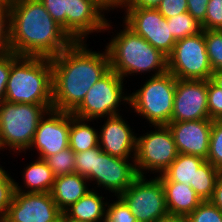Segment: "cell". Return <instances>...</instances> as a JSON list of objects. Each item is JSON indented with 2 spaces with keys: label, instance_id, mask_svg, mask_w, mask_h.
<instances>
[{
  "label": "cell",
  "instance_id": "obj_16",
  "mask_svg": "<svg viewBox=\"0 0 222 222\" xmlns=\"http://www.w3.org/2000/svg\"><path fill=\"white\" fill-rule=\"evenodd\" d=\"M62 213L51 193L14 191L4 222H52Z\"/></svg>",
  "mask_w": 222,
  "mask_h": 222
},
{
  "label": "cell",
  "instance_id": "obj_6",
  "mask_svg": "<svg viewBox=\"0 0 222 222\" xmlns=\"http://www.w3.org/2000/svg\"><path fill=\"white\" fill-rule=\"evenodd\" d=\"M144 85L129 94V106L154 125H168L173 113L177 78L170 72L150 76Z\"/></svg>",
  "mask_w": 222,
  "mask_h": 222
},
{
  "label": "cell",
  "instance_id": "obj_8",
  "mask_svg": "<svg viewBox=\"0 0 222 222\" xmlns=\"http://www.w3.org/2000/svg\"><path fill=\"white\" fill-rule=\"evenodd\" d=\"M154 128L136 139L134 163L138 176L149 171L163 174L177 158L178 151L168 125H154Z\"/></svg>",
  "mask_w": 222,
  "mask_h": 222
},
{
  "label": "cell",
  "instance_id": "obj_33",
  "mask_svg": "<svg viewBox=\"0 0 222 222\" xmlns=\"http://www.w3.org/2000/svg\"><path fill=\"white\" fill-rule=\"evenodd\" d=\"M113 203H107L106 222H137L127 205L117 196Z\"/></svg>",
  "mask_w": 222,
  "mask_h": 222
},
{
  "label": "cell",
  "instance_id": "obj_44",
  "mask_svg": "<svg viewBox=\"0 0 222 222\" xmlns=\"http://www.w3.org/2000/svg\"><path fill=\"white\" fill-rule=\"evenodd\" d=\"M153 222H186V220L183 217L168 215L164 218L157 219Z\"/></svg>",
  "mask_w": 222,
  "mask_h": 222
},
{
  "label": "cell",
  "instance_id": "obj_34",
  "mask_svg": "<svg viewBox=\"0 0 222 222\" xmlns=\"http://www.w3.org/2000/svg\"><path fill=\"white\" fill-rule=\"evenodd\" d=\"M101 151L98 146L84 152L75 153V173L87 178L94 171L95 155H99Z\"/></svg>",
  "mask_w": 222,
  "mask_h": 222
},
{
  "label": "cell",
  "instance_id": "obj_19",
  "mask_svg": "<svg viewBox=\"0 0 222 222\" xmlns=\"http://www.w3.org/2000/svg\"><path fill=\"white\" fill-rule=\"evenodd\" d=\"M87 183L88 179L78 173L57 176L50 192L52 199L64 212L90 190Z\"/></svg>",
  "mask_w": 222,
  "mask_h": 222
},
{
  "label": "cell",
  "instance_id": "obj_35",
  "mask_svg": "<svg viewBox=\"0 0 222 222\" xmlns=\"http://www.w3.org/2000/svg\"><path fill=\"white\" fill-rule=\"evenodd\" d=\"M203 30H222V0H209Z\"/></svg>",
  "mask_w": 222,
  "mask_h": 222
},
{
  "label": "cell",
  "instance_id": "obj_32",
  "mask_svg": "<svg viewBox=\"0 0 222 222\" xmlns=\"http://www.w3.org/2000/svg\"><path fill=\"white\" fill-rule=\"evenodd\" d=\"M207 102L209 118L222 120V89L211 79L207 80Z\"/></svg>",
  "mask_w": 222,
  "mask_h": 222
},
{
  "label": "cell",
  "instance_id": "obj_23",
  "mask_svg": "<svg viewBox=\"0 0 222 222\" xmlns=\"http://www.w3.org/2000/svg\"><path fill=\"white\" fill-rule=\"evenodd\" d=\"M205 161L204 158L178 153L177 158L163 174L157 175L161 182H180L194 190L196 171Z\"/></svg>",
  "mask_w": 222,
  "mask_h": 222
},
{
  "label": "cell",
  "instance_id": "obj_12",
  "mask_svg": "<svg viewBox=\"0 0 222 222\" xmlns=\"http://www.w3.org/2000/svg\"><path fill=\"white\" fill-rule=\"evenodd\" d=\"M113 157L101 151L95 155L94 171L87 177L88 181H95L97 187H102L114 193L117 197L129 188L138 177L134 160Z\"/></svg>",
  "mask_w": 222,
  "mask_h": 222
},
{
  "label": "cell",
  "instance_id": "obj_45",
  "mask_svg": "<svg viewBox=\"0 0 222 222\" xmlns=\"http://www.w3.org/2000/svg\"><path fill=\"white\" fill-rule=\"evenodd\" d=\"M211 80L222 89V70H216L212 73Z\"/></svg>",
  "mask_w": 222,
  "mask_h": 222
},
{
  "label": "cell",
  "instance_id": "obj_28",
  "mask_svg": "<svg viewBox=\"0 0 222 222\" xmlns=\"http://www.w3.org/2000/svg\"><path fill=\"white\" fill-rule=\"evenodd\" d=\"M204 39L212 71L222 70V30H204Z\"/></svg>",
  "mask_w": 222,
  "mask_h": 222
},
{
  "label": "cell",
  "instance_id": "obj_31",
  "mask_svg": "<svg viewBox=\"0 0 222 222\" xmlns=\"http://www.w3.org/2000/svg\"><path fill=\"white\" fill-rule=\"evenodd\" d=\"M185 220L186 222H222V211L209 200H205Z\"/></svg>",
  "mask_w": 222,
  "mask_h": 222
},
{
  "label": "cell",
  "instance_id": "obj_1",
  "mask_svg": "<svg viewBox=\"0 0 222 222\" xmlns=\"http://www.w3.org/2000/svg\"><path fill=\"white\" fill-rule=\"evenodd\" d=\"M85 41L73 42L51 59L53 109L72 113L88 90L110 70L106 49H88Z\"/></svg>",
  "mask_w": 222,
  "mask_h": 222
},
{
  "label": "cell",
  "instance_id": "obj_26",
  "mask_svg": "<svg viewBox=\"0 0 222 222\" xmlns=\"http://www.w3.org/2000/svg\"><path fill=\"white\" fill-rule=\"evenodd\" d=\"M167 24L170 25L172 36L176 41L203 31L202 24L188 11L167 18Z\"/></svg>",
  "mask_w": 222,
  "mask_h": 222
},
{
  "label": "cell",
  "instance_id": "obj_30",
  "mask_svg": "<svg viewBox=\"0 0 222 222\" xmlns=\"http://www.w3.org/2000/svg\"><path fill=\"white\" fill-rule=\"evenodd\" d=\"M15 191V180L0 165V222L4 221Z\"/></svg>",
  "mask_w": 222,
  "mask_h": 222
},
{
  "label": "cell",
  "instance_id": "obj_29",
  "mask_svg": "<svg viewBox=\"0 0 222 222\" xmlns=\"http://www.w3.org/2000/svg\"><path fill=\"white\" fill-rule=\"evenodd\" d=\"M206 160L222 172V120H213Z\"/></svg>",
  "mask_w": 222,
  "mask_h": 222
},
{
  "label": "cell",
  "instance_id": "obj_41",
  "mask_svg": "<svg viewBox=\"0 0 222 222\" xmlns=\"http://www.w3.org/2000/svg\"><path fill=\"white\" fill-rule=\"evenodd\" d=\"M96 5H98L103 13L106 11L114 10L115 8H123L127 5V0H92ZM105 11V12H104Z\"/></svg>",
  "mask_w": 222,
  "mask_h": 222
},
{
  "label": "cell",
  "instance_id": "obj_27",
  "mask_svg": "<svg viewBox=\"0 0 222 222\" xmlns=\"http://www.w3.org/2000/svg\"><path fill=\"white\" fill-rule=\"evenodd\" d=\"M55 177L75 173V153L70 147L44 159Z\"/></svg>",
  "mask_w": 222,
  "mask_h": 222
},
{
  "label": "cell",
  "instance_id": "obj_47",
  "mask_svg": "<svg viewBox=\"0 0 222 222\" xmlns=\"http://www.w3.org/2000/svg\"><path fill=\"white\" fill-rule=\"evenodd\" d=\"M66 222H86V221L70 218L66 215Z\"/></svg>",
  "mask_w": 222,
  "mask_h": 222
},
{
  "label": "cell",
  "instance_id": "obj_40",
  "mask_svg": "<svg viewBox=\"0 0 222 222\" xmlns=\"http://www.w3.org/2000/svg\"><path fill=\"white\" fill-rule=\"evenodd\" d=\"M209 0H187V11L202 23L205 20Z\"/></svg>",
  "mask_w": 222,
  "mask_h": 222
},
{
  "label": "cell",
  "instance_id": "obj_20",
  "mask_svg": "<svg viewBox=\"0 0 222 222\" xmlns=\"http://www.w3.org/2000/svg\"><path fill=\"white\" fill-rule=\"evenodd\" d=\"M169 215L186 218L203 201L195 191L180 182H161Z\"/></svg>",
  "mask_w": 222,
  "mask_h": 222
},
{
  "label": "cell",
  "instance_id": "obj_9",
  "mask_svg": "<svg viewBox=\"0 0 222 222\" xmlns=\"http://www.w3.org/2000/svg\"><path fill=\"white\" fill-rule=\"evenodd\" d=\"M167 69L177 79H211L213 71L206 50L204 30L176 41L167 57Z\"/></svg>",
  "mask_w": 222,
  "mask_h": 222
},
{
  "label": "cell",
  "instance_id": "obj_14",
  "mask_svg": "<svg viewBox=\"0 0 222 222\" xmlns=\"http://www.w3.org/2000/svg\"><path fill=\"white\" fill-rule=\"evenodd\" d=\"M66 33L74 42L84 41L92 33L111 27L102 9L92 0H65Z\"/></svg>",
  "mask_w": 222,
  "mask_h": 222
},
{
  "label": "cell",
  "instance_id": "obj_10",
  "mask_svg": "<svg viewBox=\"0 0 222 222\" xmlns=\"http://www.w3.org/2000/svg\"><path fill=\"white\" fill-rule=\"evenodd\" d=\"M138 176L118 197L127 205L137 222H153L169 215L165 191L158 177Z\"/></svg>",
  "mask_w": 222,
  "mask_h": 222
},
{
  "label": "cell",
  "instance_id": "obj_15",
  "mask_svg": "<svg viewBox=\"0 0 222 222\" xmlns=\"http://www.w3.org/2000/svg\"><path fill=\"white\" fill-rule=\"evenodd\" d=\"M171 122L210 119L207 80L177 79Z\"/></svg>",
  "mask_w": 222,
  "mask_h": 222
},
{
  "label": "cell",
  "instance_id": "obj_24",
  "mask_svg": "<svg viewBox=\"0 0 222 222\" xmlns=\"http://www.w3.org/2000/svg\"><path fill=\"white\" fill-rule=\"evenodd\" d=\"M88 121L70 113L69 147L74 153L84 152L99 146V133ZM87 122V123H86Z\"/></svg>",
  "mask_w": 222,
  "mask_h": 222
},
{
  "label": "cell",
  "instance_id": "obj_48",
  "mask_svg": "<svg viewBox=\"0 0 222 222\" xmlns=\"http://www.w3.org/2000/svg\"><path fill=\"white\" fill-rule=\"evenodd\" d=\"M0 4H10V0H0Z\"/></svg>",
  "mask_w": 222,
  "mask_h": 222
},
{
  "label": "cell",
  "instance_id": "obj_43",
  "mask_svg": "<svg viewBox=\"0 0 222 222\" xmlns=\"http://www.w3.org/2000/svg\"><path fill=\"white\" fill-rule=\"evenodd\" d=\"M161 0H127L125 7L156 8Z\"/></svg>",
  "mask_w": 222,
  "mask_h": 222
},
{
  "label": "cell",
  "instance_id": "obj_7",
  "mask_svg": "<svg viewBox=\"0 0 222 222\" xmlns=\"http://www.w3.org/2000/svg\"><path fill=\"white\" fill-rule=\"evenodd\" d=\"M123 84V79L110 69L92 85L72 114L86 120H101L104 117L120 114L121 110L118 108L121 101L129 104V95L123 92Z\"/></svg>",
  "mask_w": 222,
  "mask_h": 222
},
{
  "label": "cell",
  "instance_id": "obj_37",
  "mask_svg": "<svg viewBox=\"0 0 222 222\" xmlns=\"http://www.w3.org/2000/svg\"><path fill=\"white\" fill-rule=\"evenodd\" d=\"M51 17L66 32L65 0H39Z\"/></svg>",
  "mask_w": 222,
  "mask_h": 222
},
{
  "label": "cell",
  "instance_id": "obj_21",
  "mask_svg": "<svg viewBox=\"0 0 222 222\" xmlns=\"http://www.w3.org/2000/svg\"><path fill=\"white\" fill-rule=\"evenodd\" d=\"M104 198L94 189H90L82 198L67 208L64 213L70 218L86 222H106L108 202H105Z\"/></svg>",
  "mask_w": 222,
  "mask_h": 222
},
{
  "label": "cell",
  "instance_id": "obj_13",
  "mask_svg": "<svg viewBox=\"0 0 222 222\" xmlns=\"http://www.w3.org/2000/svg\"><path fill=\"white\" fill-rule=\"evenodd\" d=\"M47 115V116H46ZM70 113L48 110L40 119L31 145L37 149V158L45 159L69 147ZM33 147V148H32Z\"/></svg>",
  "mask_w": 222,
  "mask_h": 222
},
{
  "label": "cell",
  "instance_id": "obj_42",
  "mask_svg": "<svg viewBox=\"0 0 222 222\" xmlns=\"http://www.w3.org/2000/svg\"><path fill=\"white\" fill-rule=\"evenodd\" d=\"M209 201L222 211V172L216 181L215 189Z\"/></svg>",
  "mask_w": 222,
  "mask_h": 222
},
{
  "label": "cell",
  "instance_id": "obj_22",
  "mask_svg": "<svg viewBox=\"0 0 222 222\" xmlns=\"http://www.w3.org/2000/svg\"><path fill=\"white\" fill-rule=\"evenodd\" d=\"M23 181L25 184L24 190L22 186H19L18 182H15V191L25 193H50L54 184L55 176L52 170L48 167L46 161L41 158H37L35 161L27 164L23 172Z\"/></svg>",
  "mask_w": 222,
  "mask_h": 222
},
{
  "label": "cell",
  "instance_id": "obj_25",
  "mask_svg": "<svg viewBox=\"0 0 222 222\" xmlns=\"http://www.w3.org/2000/svg\"><path fill=\"white\" fill-rule=\"evenodd\" d=\"M220 174L221 171L207 160L197 169L194 191L203 201L211 198Z\"/></svg>",
  "mask_w": 222,
  "mask_h": 222
},
{
  "label": "cell",
  "instance_id": "obj_36",
  "mask_svg": "<svg viewBox=\"0 0 222 222\" xmlns=\"http://www.w3.org/2000/svg\"><path fill=\"white\" fill-rule=\"evenodd\" d=\"M10 52V4H0V55Z\"/></svg>",
  "mask_w": 222,
  "mask_h": 222
},
{
  "label": "cell",
  "instance_id": "obj_17",
  "mask_svg": "<svg viewBox=\"0 0 222 222\" xmlns=\"http://www.w3.org/2000/svg\"><path fill=\"white\" fill-rule=\"evenodd\" d=\"M213 120L202 119L170 122V128L178 153L204 158L208 157Z\"/></svg>",
  "mask_w": 222,
  "mask_h": 222
},
{
  "label": "cell",
  "instance_id": "obj_38",
  "mask_svg": "<svg viewBox=\"0 0 222 222\" xmlns=\"http://www.w3.org/2000/svg\"><path fill=\"white\" fill-rule=\"evenodd\" d=\"M156 9L167 19L187 12V0H161Z\"/></svg>",
  "mask_w": 222,
  "mask_h": 222
},
{
  "label": "cell",
  "instance_id": "obj_39",
  "mask_svg": "<svg viewBox=\"0 0 222 222\" xmlns=\"http://www.w3.org/2000/svg\"><path fill=\"white\" fill-rule=\"evenodd\" d=\"M11 70V52L0 55V103L5 98L7 82Z\"/></svg>",
  "mask_w": 222,
  "mask_h": 222
},
{
  "label": "cell",
  "instance_id": "obj_18",
  "mask_svg": "<svg viewBox=\"0 0 222 222\" xmlns=\"http://www.w3.org/2000/svg\"><path fill=\"white\" fill-rule=\"evenodd\" d=\"M106 119L99 132L101 150L113 157L134 160L137 134L135 135L120 114Z\"/></svg>",
  "mask_w": 222,
  "mask_h": 222
},
{
  "label": "cell",
  "instance_id": "obj_3",
  "mask_svg": "<svg viewBox=\"0 0 222 222\" xmlns=\"http://www.w3.org/2000/svg\"><path fill=\"white\" fill-rule=\"evenodd\" d=\"M4 100L12 103L53 104L51 59L19 56L11 52V70Z\"/></svg>",
  "mask_w": 222,
  "mask_h": 222
},
{
  "label": "cell",
  "instance_id": "obj_5",
  "mask_svg": "<svg viewBox=\"0 0 222 222\" xmlns=\"http://www.w3.org/2000/svg\"><path fill=\"white\" fill-rule=\"evenodd\" d=\"M53 109V104L0 103V150H28L40 119ZM8 146V147H7ZM22 150V151H21Z\"/></svg>",
  "mask_w": 222,
  "mask_h": 222
},
{
  "label": "cell",
  "instance_id": "obj_4",
  "mask_svg": "<svg viewBox=\"0 0 222 222\" xmlns=\"http://www.w3.org/2000/svg\"><path fill=\"white\" fill-rule=\"evenodd\" d=\"M123 26V30H119L105 46L110 58V69L123 80L134 73L150 74L153 71L155 74L152 77L166 73L167 57L126 24Z\"/></svg>",
  "mask_w": 222,
  "mask_h": 222
},
{
  "label": "cell",
  "instance_id": "obj_2",
  "mask_svg": "<svg viewBox=\"0 0 222 222\" xmlns=\"http://www.w3.org/2000/svg\"><path fill=\"white\" fill-rule=\"evenodd\" d=\"M73 42L39 0H10V52L52 58Z\"/></svg>",
  "mask_w": 222,
  "mask_h": 222
},
{
  "label": "cell",
  "instance_id": "obj_11",
  "mask_svg": "<svg viewBox=\"0 0 222 222\" xmlns=\"http://www.w3.org/2000/svg\"><path fill=\"white\" fill-rule=\"evenodd\" d=\"M123 23L168 57L176 40L170 25L156 8L125 7Z\"/></svg>",
  "mask_w": 222,
  "mask_h": 222
},
{
  "label": "cell",
  "instance_id": "obj_46",
  "mask_svg": "<svg viewBox=\"0 0 222 222\" xmlns=\"http://www.w3.org/2000/svg\"><path fill=\"white\" fill-rule=\"evenodd\" d=\"M52 222H66V214L63 212L58 218Z\"/></svg>",
  "mask_w": 222,
  "mask_h": 222
}]
</instances>
